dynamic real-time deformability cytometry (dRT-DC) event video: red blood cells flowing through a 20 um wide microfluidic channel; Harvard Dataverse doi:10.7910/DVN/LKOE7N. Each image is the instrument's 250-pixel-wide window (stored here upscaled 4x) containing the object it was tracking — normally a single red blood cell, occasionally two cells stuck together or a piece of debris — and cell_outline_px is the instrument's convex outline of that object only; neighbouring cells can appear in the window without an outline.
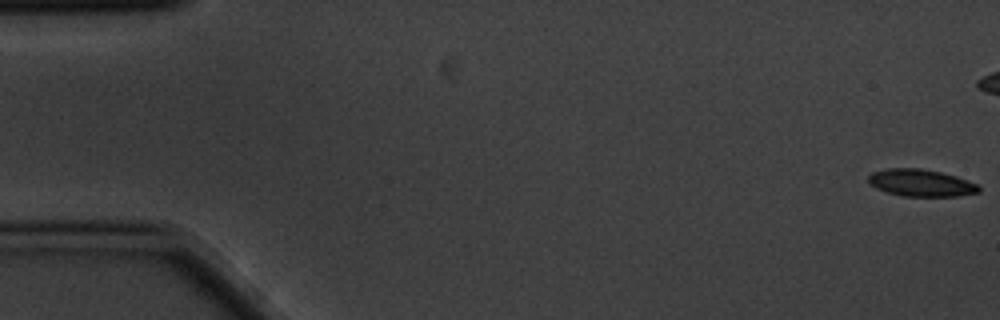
{"species": "common noctule bat (a hibernating species)", "species_latin": "Nyctalus noctula", "temperature_condition": "cold", "stored_images_in_passage": 5, "camera_frame_rate_fps": 3000, "um_per_image_px": 0.085, "animal": {"sex": "male", "body_mass_g": 20.1, "forearm_length_mm": 53.5}, "frame": {"image": 1, "passage_image": 1, "time_ms": 0.0, "image_size_px": [1000, 320], "cell_outline_px": [[980, 192], [960, 196], [904, 196], [888, 192], [876, 188], [868, 180], [868, 176], [872, 172], [888, 168], [920, 168], [940, 172], [956, 176], [968, 180], [976, 184], [980, 188]], "centroid_in_image_um": [78.3, 15.54], "position_along_channel_um": 6.7, "area_um2": 17.34}}